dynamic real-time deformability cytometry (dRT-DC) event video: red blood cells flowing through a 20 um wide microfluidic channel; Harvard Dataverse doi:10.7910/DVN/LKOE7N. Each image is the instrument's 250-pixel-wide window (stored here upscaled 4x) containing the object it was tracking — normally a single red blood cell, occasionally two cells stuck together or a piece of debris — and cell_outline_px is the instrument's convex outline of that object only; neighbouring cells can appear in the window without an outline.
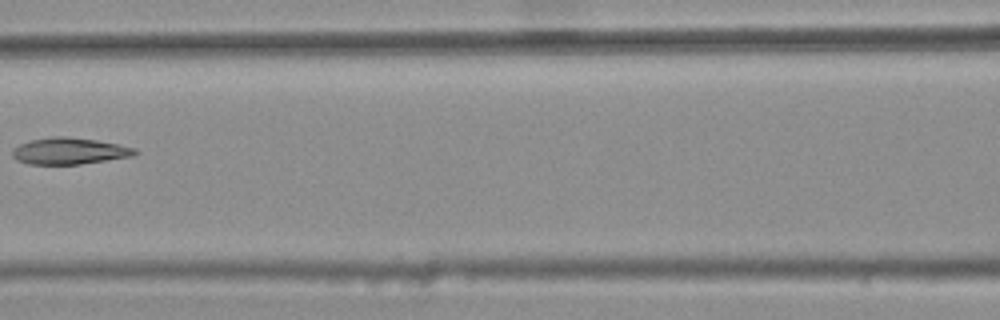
{"species": "common noctule bat (a hibernating species)", "species_latin": "Nyctalus noctula", "temperature_condition": "warm", "stored_images_in_passage": 5, "camera_frame_rate_fps": 3000, "um_per_image_px": 0.085, "animal": {"sex": "female", "body_mass_g": 25.1}, "frame": {"image": 1, "passage_image": 4, "time_ms": 1.0, "image_size_px": [1000, 320], "cell_outline_px": [[136, 152], [132, 156], [80, 164], [28, 164], [16, 160], [12, 156], [12, 148], [28, 140], [52, 136], [64, 136], [96, 140], [136, 148]], "centroid_in_image_um": [5.82, 12.83], "position_along_channel_um": 160.8, "area_um2": 18.9}}
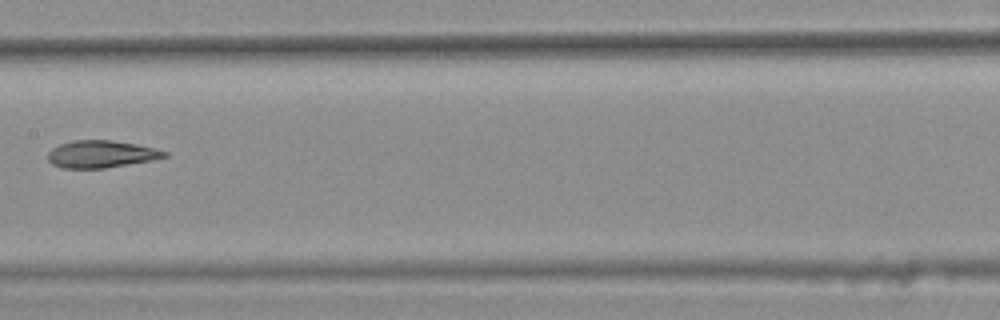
{"frame": {"image": 2, "passage_image": 5, "time_ms": 1.333, "image_size_px": [1000, 320], "cell_outline_px": [[168, 156], [152, 160], [104, 168], [64, 168], [52, 164], [48, 160], [48, 152], [52, 148], [60, 144], [72, 140], [112, 140], [136, 144], [168, 152]], "centroid_in_image_um": [8.57, 13.09], "position_along_channel_um": 198.8, "area_um2": 18.38}}